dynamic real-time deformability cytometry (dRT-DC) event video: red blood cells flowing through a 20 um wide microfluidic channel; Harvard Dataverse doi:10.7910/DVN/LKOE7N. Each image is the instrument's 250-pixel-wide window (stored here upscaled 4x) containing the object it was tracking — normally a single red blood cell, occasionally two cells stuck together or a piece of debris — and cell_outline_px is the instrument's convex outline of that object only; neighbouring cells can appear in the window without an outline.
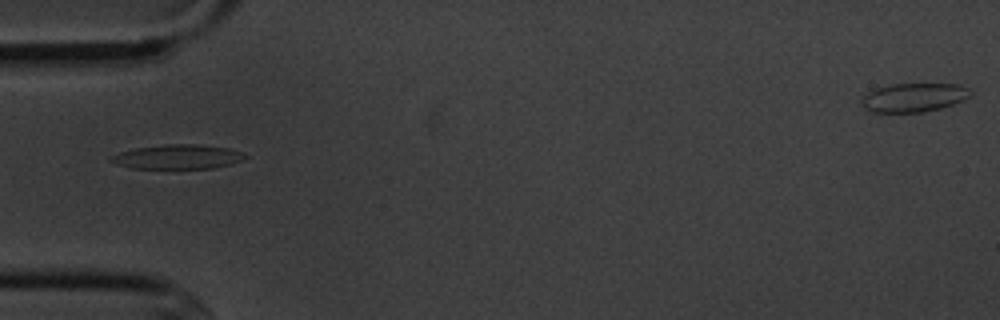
{"species": "common noctule bat (a hibernating species)", "species_latin": "Nyctalus noctula", "temperature_condition": "cold", "stored_images_in_passage": 5, "camera_frame_rate_fps": 3000, "um_per_image_px": 0.085, "animal": {"sex": "male", "body_mass_g": 20.1, "forearm_length_mm": 53.5}, "frame": {"image": 1, "passage_image": 3, "time_ms": 2.333, "image_size_px": [1000, 320], "cell_outline_px": [[248, 156], [244, 160], [232, 164], [212, 168], [132, 168], [116, 164], [108, 160], [108, 156], [120, 152], [136, 148], [164, 144], [196, 144], [228, 148], [240, 152]], "centroid_in_image_um": [15.08, 13.33], "position_along_channel_um": 69.9, "area_um2": 19.07}}
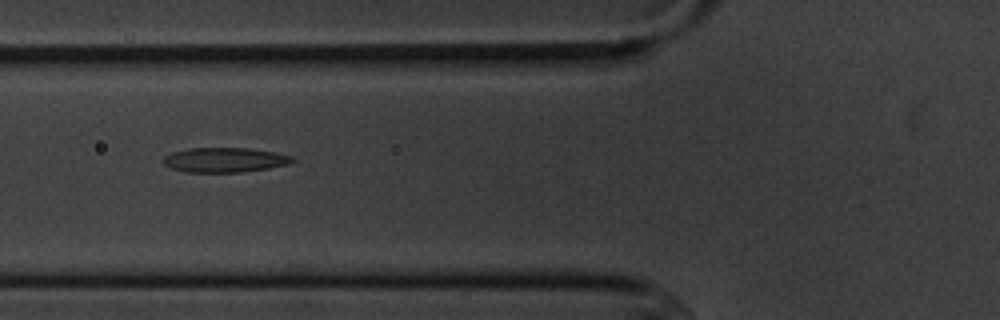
{"frame": {"image": 2, "passage_image": 4, "time_ms": 3.333, "image_size_px": [1000, 320], "cell_outline_px": [[296, 160], [288, 164], [268, 168], [240, 172], [184, 172], [172, 168], [164, 164], [164, 156], [172, 152], [188, 148], [248, 148], [276, 152], [292, 156]], "centroid_in_image_um": [19.11, 13.59], "position_along_channel_um": 106.7, "area_um2": 18.55}}
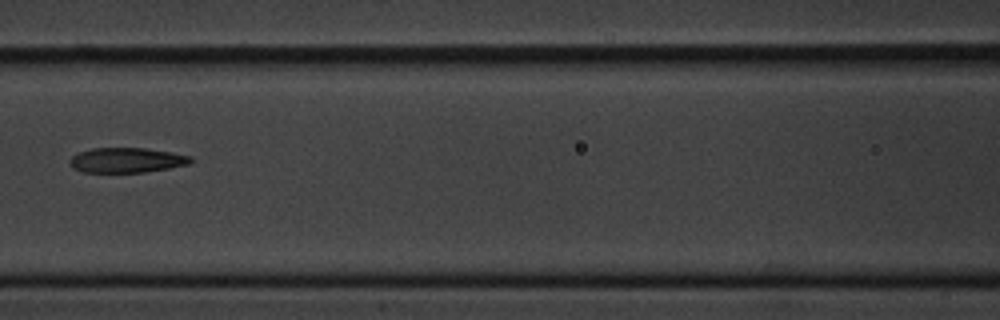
{"frame": {"image": 3, "passage_image": 5, "time_ms": 4.667, "image_size_px": [1000, 320], "cell_outline_px": [[192, 160], [188, 164], [168, 168], [144, 172], [84, 172], [72, 168], [68, 160], [76, 152], [92, 148], [144, 148], [172, 152], [192, 156]], "centroid_in_image_um": [10.72, 13.6], "position_along_channel_um": 155.9, "area_um2": 17.63}}